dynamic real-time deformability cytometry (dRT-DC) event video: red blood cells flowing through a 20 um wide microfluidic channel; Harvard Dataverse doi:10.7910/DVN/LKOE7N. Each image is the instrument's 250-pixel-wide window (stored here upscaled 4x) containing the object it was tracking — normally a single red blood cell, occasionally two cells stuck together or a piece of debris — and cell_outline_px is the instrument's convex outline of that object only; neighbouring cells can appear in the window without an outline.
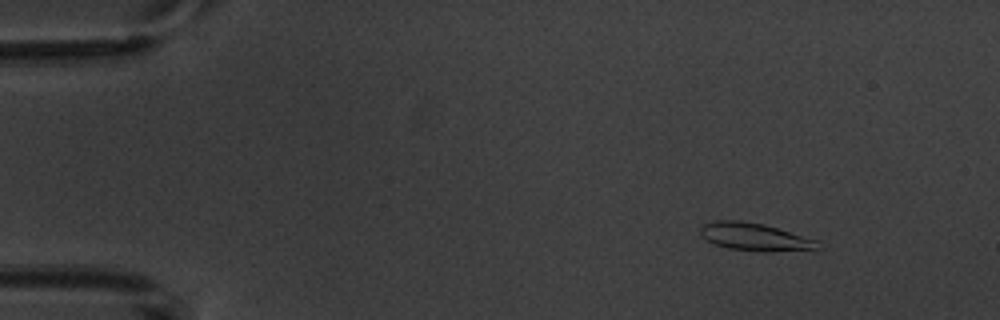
{"species": "common noctule bat (a hibernating species)", "species_latin": "Nyctalus noctula", "temperature_condition": "warm", "stored_images_in_passage": 7, "camera_frame_rate_fps": 3000, "um_per_image_px": 0.085, "animal": {"sex": "male", "body_mass_g": 20.1, "forearm_length_mm": 53.5}, "frame": {"image": 1, "passage_image": 2, "time_ms": 1.333, "image_size_px": [1000, 320], "cell_outline_px": [[820, 248], [764, 252], [728, 248], [716, 244], [708, 240], [700, 232], [700, 228], [704, 224], [716, 220], [740, 220], [764, 224], [820, 240]], "centroid_in_image_um": [64.2, 20.12], "position_along_channel_um": 20.8, "area_um2": 18.84}}
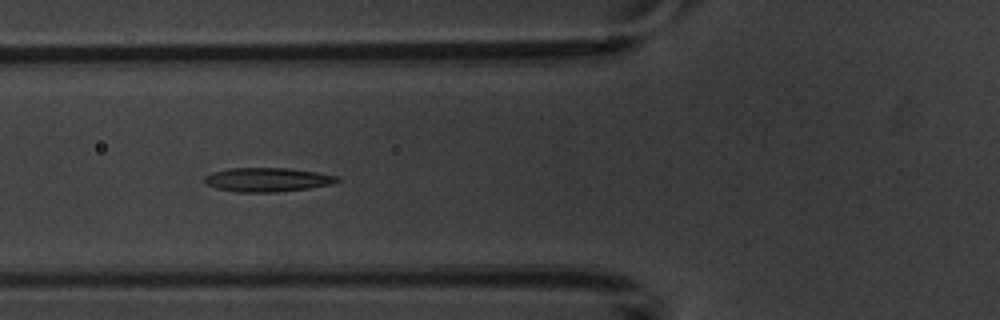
{"frame": {"image": 2, "passage_image": 6, "time_ms": 6.0, "image_size_px": [1000, 320], "cell_outline_px": [[340, 180], [332, 184], [308, 188], [276, 192], [236, 192], [216, 188], [208, 184], [204, 180], [204, 176], [212, 172], [228, 168], [288, 168], [316, 172], [336, 176]], "centroid_in_image_um": [22.7, 15.27], "position_along_channel_um": 103.1, "area_um2": 18.44}}
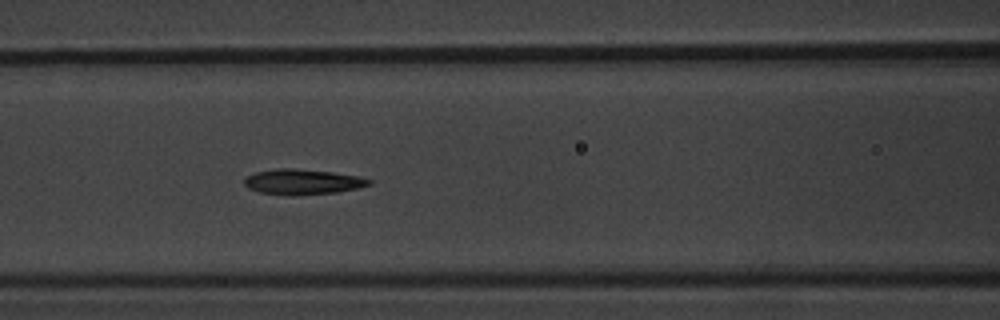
{"frame": {"image": 3, "passage_image": 7, "time_ms": 7.0, "image_size_px": [1000, 320], "cell_outline_px": [[372, 184], [360, 188], [336, 192], [260, 192], [248, 188], [244, 184], [244, 180], [248, 176], [256, 172], [276, 168], [292, 168], [332, 172], [360, 176], [372, 180]], "centroid_in_image_um": [25.79, 15.39], "position_along_channel_um": 140.8, "area_um2": 17.4}}